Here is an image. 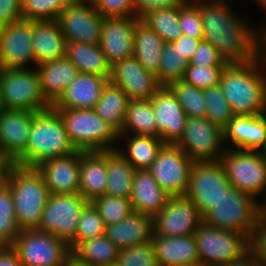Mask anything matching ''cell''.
<instances>
[{"instance_id":"obj_1","label":"cell","mask_w":266,"mask_h":266,"mask_svg":"<svg viewBox=\"0 0 266 266\" xmlns=\"http://www.w3.org/2000/svg\"><path fill=\"white\" fill-rule=\"evenodd\" d=\"M226 2L195 4L202 18L203 40L212 44L228 64L255 60L261 55V31L242 21Z\"/></svg>"},{"instance_id":"obj_2","label":"cell","mask_w":266,"mask_h":266,"mask_svg":"<svg viewBox=\"0 0 266 266\" xmlns=\"http://www.w3.org/2000/svg\"><path fill=\"white\" fill-rule=\"evenodd\" d=\"M266 61L263 56L245 63L227 64L220 86L234 115L266 113Z\"/></svg>"},{"instance_id":"obj_3","label":"cell","mask_w":266,"mask_h":266,"mask_svg":"<svg viewBox=\"0 0 266 266\" xmlns=\"http://www.w3.org/2000/svg\"><path fill=\"white\" fill-rule=\"evenodd\" d=\"M76 151L60 115L51 108L33 116L26 151L14 164L36 167L42 161L67 156Z\"/></svg>"},{"instance_id":"obj_4","label":"cell","mask_w":266,"mask_h":266,"mask_svg":"<svg viewBox=\"0 0 266 266\" xmlns=\"http://www.w3.org/2000/svg\"><path fill=\"white\" fill-rule=\"evenodd\" d=\"M7 184L10 187L19 229H37L50 195L41 174L35 167L14 164L8 174Z\"/></svg>"},{"instance_id":"obj_5","label":"cell","mask_w":266,"mask_h":266,"mask_svg":"<svg viewBox=\"0 0 266 266\" xmlns=\"http://www.w3.org/2000/svg\"><path fill=\"white\" fill-rule=\"evenodd\" d=\"M61 117L70 142L83 152L117 149L118 133L94 109H54Z\"/></svg>"},{"instance_id":"obj_6","label":"cell","mask_w":266,"mask_h":266,"mask_svg":"<svg viewBox=\"0 0 266 266\" xmlns=\"http://www.w3.org/2000/svg\"><path fill=\"white\" fill-rule=\"evenodd\" d=\"M0 97L4 109L38 113L52 108L42 93L36 68L0 69Z\"/></svg>"},{"instance_id":"obj_7","label":"cell","mask_w":266,"mask_h":266,"mask_svg":"<svg viewBox=\"0 0 266 266\" xmlns=\"http://www.w3.org/2000/svg\"><path fill=\"white\" fill-rule=\"evenodd\" d=\"M258 202L249 194L231 187L203 217V222L248 238L258 223Z\"/></svg>"},{"instance_id":"obj_8","label":"cell","mask_w":266,"mask_h":266,"mask_svg":"<svg viewBox=\"0 0 266 266\" xmlns=\"http://www.w3.org/2000/svg\"><path fill=\"white\" fill-rule=\"evenodd\" d=\"M220 162L225 168L232 188L249 194L254 199L266 191V160L260 151L226 148Z\"/></svg>"},{"instance_id":"obj_9","label":"cell","mask_w":266,"mask_h":266,"mask_svg":"<svg viewBox=\"0 0 266 266\" xmlns=\"http://www.w3.org/2000/svg\"><path fill=\"white\" fill-rule=\"evenodd\" d=\"M193 235L203 266L235 261L248 252V238L240 233L214 228L203 222Z\"/></svg>"},{"instance_id":"obj_10","label":"cell","mask_w":266,"mask_h":266,"mask_svg":"<svg viewBox=\"0 0 266 266\" xmlns=\"http://www.w3.org/2000/svg\"><path fill=\"white\" fill-rule=\"evenodd\" d=\"M11 247L23 266H65L71 255L68 243L39 230H22Z\"/></svg>"},{"instance_id":"obj_11","label":"cell","mask_w":266,"mask_h":266,"mask_svg":"<svg viewBox=\"0 0 266 266\" xmlns=\"http://www.w3.org/2000/svg\"><path fill=\"white\" fill-rule=\"evenodd\" d=\"M231 188L220 161L194 162L185 197L189 198L204 217Z\"/></svg>"},{"instance_id":"obj_12","label":"cell","mask_w":266,"mask_h":266,"mask_svg":"<svg viewBox=\"0 0 266 266\" xmlns=\"http://www.w3.org/2000/svg\"><path fill=\"white\" fill-rule=\"evenodd\" d=\"M88 203L80 194H50L36 230L69 243L76 236L77 224Z\"/></svg>"},{"instance_id":"obj_13","label":"cell","mask_w":266,"mask_h":266,"mask_svg":"<svg viewBox=\"0 0 266 266\" xmlns=\"http://www.w3.org/2000/svg\"><path fill=\"white\" fill-rule=\"evenodd\" d=\"M176 145L194 162L220 161L225 152L223 129L207 118L188 117L184 133Z\"/></svg>"},{"instance_id":"obj_14","label":"cell","mask_w":266,"mask_h":266,"mask_svg":"<svg viewBox=\"0 0 266 266\" xmlns=\"http://www.w3.org/2000/svg\"><path fill=\"white\" fill-rule=\"evenodd\" d=\"M104 16L90 0H73L57 17L66 42L100 43Z\"/></svg>"},{"instance_id":"obj_15","label":"cell","mask_w":266,"mask_h":266,"mask_svg":"<svg viewBox=\"0 0 266 266\" xmlns=\"http://www.w3.org/2000/svg\"><path fill=\"white\" fill-rule=\"evenodd\" d=\"M193 163L176 144H164L147 170L171 197L184 196Z\"/></svg>"},{"instance_id":"obj_16","label":"cell","mask_w":266,"mask_h":266,"mask_svg":"<svg viewBox=\"0 0 266 266\" xmlns=\"http://www.w3.org/2000/svg\"><path fill=\"white\" fill-rule=\"evenodd\" d=\"M202 223V214L189 198L170 197L165 207L153 217V235L162 237L193 235Z\"/></svg>"},{"instance_id":"obj_17","label":"cell","mask_w":266,"mask_h":266,"mask_svg":"<svg viewBox=\"0 0 266 266\" xmlns=\"http://www.w3.org/2000/svg\"><path fill=\"white\" fill-rule=\"evenodd\" d=\"M32 32L33 20L24 18L0 29V69L28 68L29 64L36 68Z\"/></svg>"},{"instance_id":"obj_18","label":"cell","mask_w":266,"mask_h":266,"mask_svg":"<svg viewBox=\"0 0 266 266\" xmlns=\"http://www.w3.org/2000/svg\"><path fill=\"white\" fill-rule=\"evenodd\" d=\"M109 82L119 87L130 100H150L162 87L157 76L146 71L134 56L111 66Z\"/></svg>"},{"instance_id":"obj_19","label":"cell","mask_w":266,"mask_h":266,"mask_svg":"<svg viewBox=\"0 0 266 266\" xmlns=\"http://www.w3.org/2000/svg\"><path fill=\"white\" fill-rule=\"evenodd\" d=\"M157 124V137L176 144L184 133L188 116L168 86H162L150 99Z\"/></svg>"},{"instance_id":"obj_20","label":"cell","mask_w":266,"mask_h":266,"mask_svg":"<svg viewBox=\"0 0 266 266\" xmlns=\"http://www.w3.org/2000/svg\"><path fill=\"white\" fill-rule=\"evenodd\" d=\"M139 20L135 16L104 17L99 45L111 66L133 56L135 25Z\"/></svg>"},{"instance_id":"obj_21","label":"cell","mask_w":266,"mask_h":266,"mask_svg":"<svg viewBox=\"0 0 266 266\" xmlns=\"http://www.w3.org/2000/svg\"><path fill=\"white\" fill-rule=\"evenodd\" d=\"M36 170L41 174L50 194H79L80 151L39 163Z\"/></svg>"},{"instance_id":"obj_22","label":"cell","mask_w":266,"mask_h":266,"mask_svg":"<svg viewBox=\"0 0 266 266\" xmlns=\"http://www.w3.org/2000/svg\"><path fill=\"white\" fill-rule=\"evenodd\" d=\"M36 112L4 109L0 114V153L15 163L26 151Z\"/></svg>"},{"instance_id":"obj_23","label":"cell","mask_w":266,"mask_h":266,"mask_svg":"<svg viewBox=\"0 0 266 266\" xmlns=\"http://www.w3.org/2000/svg\"><path fill=\"white\" fill-rule=\"evenodd\" d=\"M224 143L235 149L259 151L266 144V113L253 116L234 115L223 129Z\"/></svg>"},{"instance_id":"obj_24","label":"cell","mask_w":266,"mask_h":266,"mask_svg":"<svg viewBox=\"0 0 266 266\" xmlns=\"http://www.w3.org/2000/svg\"><path fill=\"white\" fill-rule=\"evenodd\" d=\"M109 78L79 73L52 105L53 109H94Z\"/></svg>"},{"instance_id":"obj_25","label":"cell","mask_w":266,"mask_h":266,"mask_svg":"<svg viewBox=\"0 0 266 266\" xmlns=\"http://www.w3.org/2000/svg\"><path fill=\"white\" fill-rule=\"evenodd\" d=\"M105 235L119 250L144 245L152 240L153 217L132 212L117 224L106 226Z\"/></svg>"},{"instance_id":"obj_26","label":"cell","mask_w":266,"mask_h":266,"mask_svg":"<svg viewBox=\"0 0 266 266\" xmlns=\"http://www.w3.org/2000/svg\"><path fill=\"white\" fill-rule=\"evenodd\" d=\"M170 197L148 170L135 171L129 198L133 212L154 217L165 207Z\"/></svg>"},{"instance_id":"obj_27","label":"cell","mask_w":266,"mask_h":266,"mask_svg":"<svg viewBox=\"0 0 266 266\" xmlns=\"http://www.w3.org/2000/svg\"><path fill=\"white\" fill-rule=\"evenodd\" d=\"M66 43L57 20L33 21L32 47L36 65L64 57Z\"/></svg>"},{"instance_id":"obj_28","label":"cell","mask_w":266,"mask_h":266,"mask_svg":"<svg viewBox=\"0 0 266 266\" xmlns=\"http://www.w3.org/2000/svg\"><path fill=\"white\" fill-rule=\"evenodd\" d=\"M106 182V151H80L79 194L88 202H92L105 194Z\"/></svg>"},{"instance_id":"obj_29","label":"cell","mask_w":266,"mask_h":266,"mask_svg":"<svg viewBox=\"0 0 266 266\" xmlns=\"http://www.w3.org/2000/svg\"><path fill=\"white\" fill-rule=\"evenodd\" d=\"M36 70L40 77L42 93L51 105L79 74L77 67L66 56L36 65Z\"/></svg>"},{"instance_id":"obj_30","label":"cell","mask_w":266,"mask_h":266,"mask_svg":"<svg viewBox=\"0 0 266 266\" xmlns=\"http://www.w3.org/2000/svg\"><path fill=\"white\" fill-rule=\"evenodd\" d=\"M159 266H177L199 261L194 235L162 237L152 235Z\"/></svg>"},{"instance_id":"obj_31","label":"cell","mask_w":266,"mask_h":266,"mask_svg":"<svg viewBox=\"0 0 266 266\" xmlns=\"http://www.w3.org/2000/svg\"><path fill=\"white\" fill-rule=\"evenodd\" d=\"M165 42L141 19L135 25L133 56L144 69L159 75L161 54Z\"/></svg>"},{"instance_id":"obj_32","label":"cell","mask_w":266,"mask_h":266,"mask_svg":"<svg viewBox=\"0 0 266 266\" xmlns=\"http://www.w3.org/2000/svg\"><path fill=\"white\" fill-rule=\"evenodd\" d=\"M65 56L77 67L79 73L110 77L111 65L99 44L67 42Z\"/></svg>"},{"instance_id":"obj_33","label":"cell","mask_w":266,"mask_h":266,"mask_svg":"<svg viewBox=\"0 0 266 266\" xmlns=\"http://www.w3.org/2000/svg\"><path fill=\"white\" fill-rule=\"evenodd\" d=\"M107 182L105 194L129 199L136 169L117 149L106 150Z\"/></svg>"},{"instance_id":"obj_34","label":"cell","mask_w":266,"mask_h":266,"mask_svg":"<svg viewBox=\"0 0 266 266\" xmlns=\"http://www.w3.org/2000/svg\"><path fill=\"white\" fill-rule=\"evenodd\" d=\"M129 101L130 99L119 87L108 82L94 110L119 134L123 128Z\"/></svg>"},{"instance_id":"obj_35","label":"cell","mask_w":266,"mask_h":266,"mask_svg":"<svg viewBox=\"0 0 266 266\" xmlns=\"http://www.w3.org/2000/svg\"><path fill=\"white\" fill-rule=\"evenodd\" d=\"M119 249L105 234L79 243L71 255L90 266H115Z\"/></svg>"},{"instance_id":"obj_36","label":"cell","mask_w":266,"mask_h":266,"mask_svg":"<svg viewBox=\"0 0 266 266\" xmlns=\"http://www.w3.org/2000/svg\"><path fill=\"white\" fill-rule=\"evenodd\" d=\"M132 135H144L157 137V124L153 112L151 100H130L128 102L126 116L118 138ZM123 135V136H122Z\"/></svg>"},{"instance_id":"obj_37","label":"cell","mask_w":266,"mask_h":266,"mask_svg":"<svg viewBox=\"0 0 266 266\" xmlns=\"http://www.w3.org/2000/svg\"><path fill=\"white\" fill-rule=\"evenodd\" d=\"M127 138L126 152L118 148L117 150L136 170H147L165 144L155 136L131 135Z\"/></svg>"},{"instance_id":"obj_38","label":"cell","mask_w":266,"mask_h":266,"mask_svg":"<svg viewBox=\"0 0 266 266\" xmlns=\"http://www.w3.org/2000/svg\"><path fill=\"white\" fill-rule=\"evenodd\" d=\"M176 96L180 106L188 117L206 118L207 106L203 89L197 88L184 80H178L168 85Z\"/></svg>"},{"instance_id":"obj_39","label":"cell","mask_w":266,"mask_h":266,"mask_svg":"<svg viewBox=\"0 0 266 266\" xmlns=\"http://www.w3.org/2000/svg\"><path fill=\"white\" fill-rule=\"evenodd\" d=\"M165 43L177 40L183 33L178 19V7L154 10L142 19Z\"/></svg>"},{"instance_id":"obj_40","label":"cell","mask_w":266,"mask_h":266,"mask_svg":"<svg viewBox=\"0 0 266 266\" xmlns=\"http://www.w3.org/2000/svg\"><path fill=\"white\" fill-rule=\"evenodd\" d=\"M188 65V58L180 52L177 46L165 43L157 76L159 83L162 86H168L172 82L183 80Z\"/></svg>"},{"instance_id":"obj_41","label":"cell","mask_w":266,"mask_h":266,"mask_svg":"<svg viewBox=\"0 0 266 266\" xmlns=\"http://www.w3.org/2000/svg\"><path fill=\"white\" fill-rule=\"evenodd\" d=\"M9 185L0 188V246H11L20 234Z\"/></svg>"},{"instance_id":"obj_42","label":"cell","mask_w":266,"mask_h":266,"mask_svg":"<svg viewBox=\"0 0 266 266\" xmlns=\"http://www.w3.org/2000/svg\"><path fill=\"white\" fill-rule=\"evenodd\" d=\"M106 225L94 205L89 202L83 209L76 236L68 243L72 251L79 243L105 234Z\"/></svg>"},{"instance_id":"obj_43","label":"cell","mask_w":266,"mask_h":266,"mask_svg":"<svg viewBox=\"0 0 266 266\" xmlns=\"http://www.w3.org/2000/svg\"><path fill=\"white\" fill-rule=\"evenodd\" d=\"M203 95L207 106L206 118L211 123L224 129L234 114L226 101L221 86L205 88L203 89Z\"/></svg>"},{"instance_id":"obj_44","label":"cell","mask_w":266,"mask_h":266,"mask_svg":"<svg viewBox=\"0 0 266 266\" xmlns=\"http://www.w3.org/2000/svg\"><path fill=\"white\" fill-rule=\"evenodd\" d=\"M91 203L97 209L106 226L117 224L133 212L130 199L122 197L104 194Z\"/></svg>"},{"instance_id":"obj_45","label":"cell","mask_w":266,"mask_h":266,"mask_svg":"<svg viewBox=\"0 0 266 266\" xmlns=\"http://www.w3.org/2000/svg\"><path fill=\"white\" fill-rule=\"evenodd\" d=\"M73 0H22V16L33 21L57 20Z\"/></svg>"},{"instance_id":"obj_46","label":"cell","mask_w":266,"mask_h":266,"mask_svg":"<svg viewBox=\"0 0 266 266\" xmlns=\"http://www.w3.org/2000/svg\"><path fill=\"white\" fill-rule=\"evenodd\" d=\"M115 266H159L153 243L119 250Z\"/></svg>"},{"instance_id":"obj_47","label":"cell","mask_w":266,"mask_h":266,"mask_svg":"<svg viewBox=\"0 0 266 266\" xmlns=\"http://www.w3.org/2000/svg\"><path fill=\"white\" fill-rule=\"evenodd\" d=\"M224 68L188 65L183 80L201 89L214 87L220 85Z\"/></svg>"},{"instance_id":"obj_48","label":"cell","mask_w":266,"mask_h":266,"mask_svg":"<svg viewBox=\"0 0 266 266\" xmlns=\"http://www.w3.org/2000/svg\"><path fill=\"white\" fill-rule=\"evenodd\" d=\"M180 29L184 35L203 40V23L200 12L195 5L178 7Z\"/></svg>"},{"instance_id":"obj_49","label":"cell","mask_w":266,"mask_h":266,"mask_svg":"<svg viewBox=\"0 0 266 266\" xmlns=\"http://www.w3.org/2000/svg\"><path fill=\"white\" fill-rule=\"evenodd\" d=\"M104 17L135 16L134 0H90Z\"/></svg>"},{"instance_id":"obj_50","label":"cell","mask_w":266,"mask_h":266,"mask_svg":"<svg viewBox=\"0 0 266 266\" xmlns=\"http://www.w3.org/2000/svg\"><path fill=\"white\" fill-rule=\"evenodd\" d=\"M228 63L219 55L217 49L205 40H201L189 65L206 67H225Z\"/></svg>"},{"instance_id":"obj_51","label":"cell","mask_w":266,"mask_h":266,"mask_svg":"<svg viewBox=\"0 0 266 266\" xmlns=\"http://www.w3.org/2000/svg\"><path fill=\"white\" fill-rule=\"evenodd\" d=\"M248 252L260 266H266V224L258 222L248 237Z\"/></svg>"},{"instance_id":"obj_52","label":"cell","mask_w":266,"mask_h":266,"mask_svg":"<svg viewBox=\"0 0 266 266\" xmlns=\"http://www.w3.org/2000/svg\"><path fill=\"white\" fill-rule=\"evenodd\" d=\"M22 18V0H0V29Z\"/></svg>"},{"instance_id":"obj_53","label":"cell","mask_w":266,"mask_h":266,"mask_svg":"<svg viewBox=\"0 0 266 266\" xmlns=\"http://www.w3.org/2000/svg\"><path fill=\"white\" fill-rule=\"evenodd\" d=\"M134 4L135 17L139 19L154 10L181 7L183 5L181 0H134Z\"/></svg>"},{"instance_id":"obj_54","label":"cell","mask_w":266,"mask_h":266,"mask_svg":"<svg viewBox=\"0 0 266 266\" xmlns=\"http://www.w3.org/2000/svg\"><path fill=\"white\" fill-rule=\"evenodd\" d=\"M200 41H201L200 39H196V38L182 34L177 40L171 43L174 46H177L180 52L183 55H186V57L190 61Z\"/></svg>"},{"instance_id":"obj_55","label":"cell","mask_w":266,"mask_h":266,"mask_svg":"<svg viewBox=\"0 0 266 266\" xmlns=\"http://www.w3.org/2000/svg\"><path fill=\"white\" fill-rule=\"evenodd\" d=\"M0 266H23L11 246H0Z\"/></svg>"},{"instance_id":"obj_56","label":"cell","mask_w":266,"mask_h":266,"mask_svg":"<svg viewBox=\"0 0 266 266\" xmlns=\"http://www.w3.org/2000/svg\"><path fill=\"white\" fill-rule=\"evenodd\" d=\"M14 163L0 153V188L7 183L8 174Z\"/></svg>"},{"instance_id":"obj_57","label":"cell","mask_w":266,"mask_h":266,"mask_svg":"<svg viewBox=\"0 0 266 266\" xmlns=\"http://www.w3.org/2000/svg\"><path fill=\"white\" fill-rule=\"evenodd\" d=\"M218 266H260L256 259L247 252L243 257L239 258L238 260L231 261L224 264H219Z\"/></svg>"},{"instance_id":"obj_58","label":"cell","mask_w":266,"mask_h":266,"mask_svg":"<svg viewBox=\"0 0 266 266\" xmlns=\"http://www.w3.org/2000/svg\"><path fill=\"white\" fill-rule=\"evenodd\" d=\"M258 222L266 224V202H258Z\"/></svg>"},{"instance_id":"obj_59","label":"cell","mask_w":266,"mask_h":266,"mask_svg":"<svg viewBox=\"0 0 266 266\" xmlns=\"http://www.w3.org/2000/svg\"><path fill=\"white\" fill-rule=\"evenodd\" d=\"M262 31L260 32V34H261V36H260V39H261V56H263V59L266 61V29H264Z\"/></svg>"},{"instance_id":"obj_60","label":"cell","mask_w":266,"mask_h":266,"mask_svg":"<svg viewBox=\"0 0 266 266\" xmlns=\"http://www.w3.org/2000/svg\"><path fill=\"white\" fill-rule=\"evenodd\" d=\"M65 266H90L87 264H84L80 261H78L75 257L70 255L67 260H66V265Z\"/></svg>"},{"instance_id":"obj_61","label":"cell","mask_w":266,"mask_h":266,"mask_svg":"<svg viewBox=\"0 0 266 266\" xmlns=\"http://www.w3.org/2000/svg\"><path fill=\"white\" fill-rule=\"evenodd\" d=\"M215 0H181L183 5H195L199 3H206V2H212Z\"/></svg>"},{"instance_id":"obj_62","label":"cell","mask_w":266,"mask_h":266,"mask_svg":"<svg viewBox=\"0 0 266 266\" xmlns=\"http://www.w3.org/2000/svg\"><path fill=\"white\" fill-rule=\"evenodd\" d=\"M177 266H203V265L200 262H196V263L183 264V265H177Z\"/></svg>"},{"instance_id":"obj_63","label":"cell","mask_w":266,"mask_h":266,"mask_svg":"<svg viewBox=\"0 0 266 266\" xmlns=\"http://www.w3.org/2000/svg\"><path fill=\"white\" fill-rule=\"evenodd\" d=\"M258 3H259V5H260V7L262 6V8L264 7V9L266 10V0H256Z\"/></svg>"},{"instance_id":"obj_64","label":"cell","mask_w":266,"mask_h":266,"mask_svg":"<svg viewBox=\"0 0 266 266\" xmlns=\"http://www.w3.org/2000/svg\"><path fill=\"white\" fill-rule=\"evenodd\" d=\"M260 152L262 153V157L266 160V144H265V146L260 150Z\"/></svg>"},{"instance_id":"obj_65","label":"cell","mask_w":266,"mask_h":266,"mask_svg":"<svg viewBox=\"0 0 266 266\" xmlns=\"http://www.w3.org/2000/svg\"><path fill=\"white\" fill-rule=\"evenodd\" d=\"M4 110V108H3V104H2V100H1V97H0V114H1V112Z\"/></svg>"}]
</instances>
